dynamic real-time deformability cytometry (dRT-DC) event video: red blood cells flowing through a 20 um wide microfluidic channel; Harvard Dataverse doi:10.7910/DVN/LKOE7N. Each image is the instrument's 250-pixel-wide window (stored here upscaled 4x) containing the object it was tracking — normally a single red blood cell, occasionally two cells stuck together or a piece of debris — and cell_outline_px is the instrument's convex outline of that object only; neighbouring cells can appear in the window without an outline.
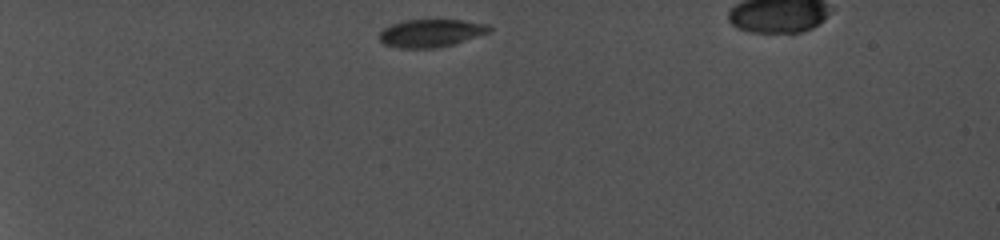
{"species": "common noctule bat (a hibernating species)", "species_latin": "Nyctalus noctula", "temperature_condition": "cold", "stored_images_in_passage": 57, "camera_frame_rate_fps": 5000, "um_per_image_px": 0.085, "animal": {"sex": "female", "body_mass_g": 19.0, "forearm_length_mm": 56.7}, "frame": {"image": 1, "passage_image": 1, "time_ms": 0.0, "image_size_px": [1000, 240], "cell_outline_px": [[492, 32], [452, 44], [436, 48], [396, 48], [384, 44], [380, 40], [380, 32], [384, 28], [392, 24], [404, 20], [464, 20], [488, 24], [492, 28]], "centroid_in_image_um": [36.65, 2.81], "position_along_channel_um": 48.3, "area_um2": 17.86}}
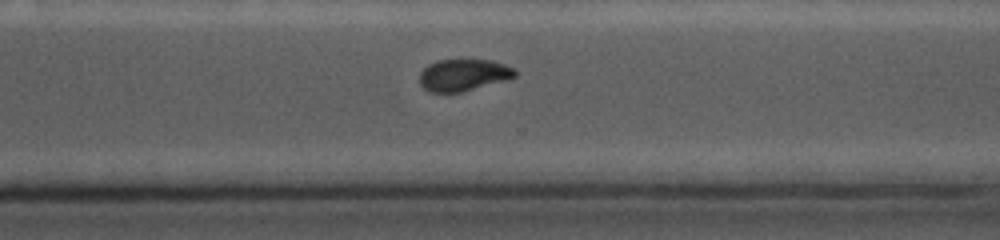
{"frame": {"image": 2, "passage_image": 48, "time_ms": 9.2, "image_size_px": [1000, 240], "cell_outline_px": [[516, 76], [508, 80], [460, 92], [428, 92], [420, 84], [420, 72], [428, 64], [436, 60], [488, 60], [504, 64], [516, 68]], "centroid_in_image_um": [39.4, 6.37], "position_along_channel_um": 331.2, "area_um2": 17.74}}
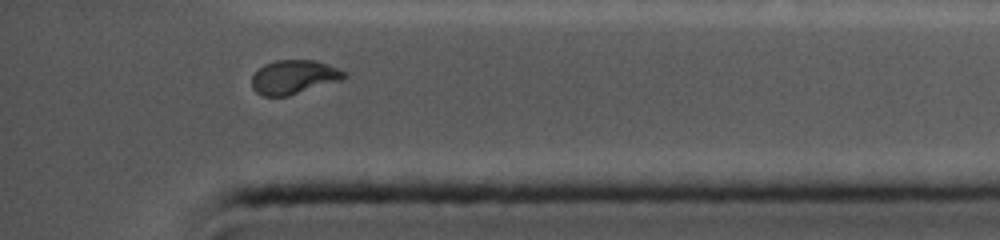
{"frame": {"image": 3, "passage_image": 57, "time_ms": 11.2, "image_size_px": [1000, 240], "cell_outline_px": [[348, 76], [340, 80], [288, 96], [264, 96], [256, 92], [252, 88], [252, 76], [264, 64], [276, 60], [316, 60], [340, 68], [348, 72]], "centroid_in_image_um": [25.01, 6.54], "position_along_channel_um": 410.2, "area_um2": 18.32}}